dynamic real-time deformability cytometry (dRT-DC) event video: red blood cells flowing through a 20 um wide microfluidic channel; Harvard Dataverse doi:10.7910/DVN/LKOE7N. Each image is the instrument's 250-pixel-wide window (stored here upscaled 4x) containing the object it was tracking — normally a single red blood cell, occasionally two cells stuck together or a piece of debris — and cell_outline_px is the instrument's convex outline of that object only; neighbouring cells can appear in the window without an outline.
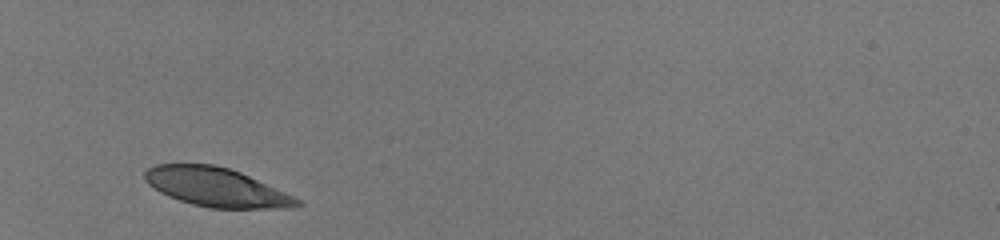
{"species": "human", "species_latin": "Homo sapiens", "temperature_condition": "room temperature", "stored_images_in_passage": 29, "camera_frame_rate_fps": 3000, "um_per_image_px": 0.085, "donor": {"sex": "male"}, "frame": {"image": 1, "passage_image": 1, "time_ms": 0.0, "image_size_px": [1000, 240], "cell_outline_px": [[304, 204], [284, 208], [212, 208], [192, 204], [168, 196], [160, 192], [148, 184], [144, 180], [144, 172], [148, 168], [156, 164], [216, 164], [240, 172], [284, 192], [300, 200]], "centroid_in_image_um": [18.33, 15.9], "position_along_channel_um": 66.7, "area_um2": 34.1}}
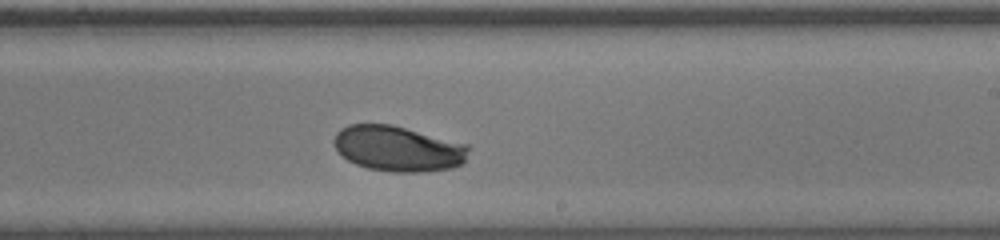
{"frame": {"image": 2, "passage_image": 17, "time_ms": 5.333, "image_size_px": [1000, 240], "cell_outline_px": [[468, 148], [464, 164], [452, 168], [420, 172], [392, 172], [368, 168], [356, 164], [340, 156], [332, 140], [336, 132], [340, 128], [348, 124], [392, 124], [468, 144]], "centroid_in_image_um": [33.8, 12.63], "position_along_channel_um": 255.2, "area_um2": 35.95}}
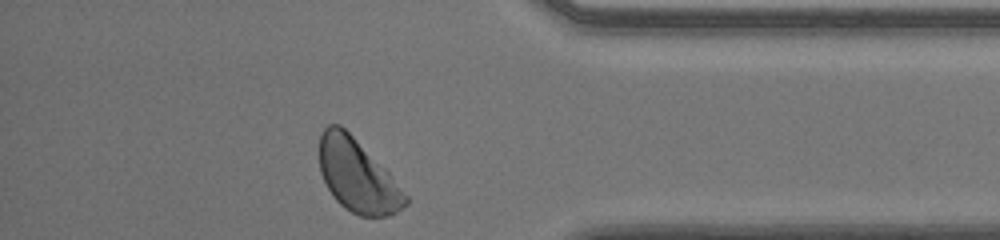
{"frame": {"image": 3, "passage_image": 29, "time_ms": 9.333, "image_size_px": [1000, 240], "cell_outline_px": [[408, 204], [396, 212], [388, 216], [360, 216], [344, 208], [332, 196], [320, 172], [320, 132], [328, 124], [340, 124], [388, 172], [408, 196]], "centroid_in_image_um": [30.37, 14.95], "position_along_channel_um": 404.8, "area_um2": 36.01}, "authors_computed_cell_mechanics": {"area_um2": 36.1828, "velocity_mm_per_s": 3.9869, "shape_relaxation_time_tau1_ms": 2.7535, "shape_relaxation_time_tau2_ms": null, "deformation_change_tau1": 0.1198, "deformation_change_tau2": null}}